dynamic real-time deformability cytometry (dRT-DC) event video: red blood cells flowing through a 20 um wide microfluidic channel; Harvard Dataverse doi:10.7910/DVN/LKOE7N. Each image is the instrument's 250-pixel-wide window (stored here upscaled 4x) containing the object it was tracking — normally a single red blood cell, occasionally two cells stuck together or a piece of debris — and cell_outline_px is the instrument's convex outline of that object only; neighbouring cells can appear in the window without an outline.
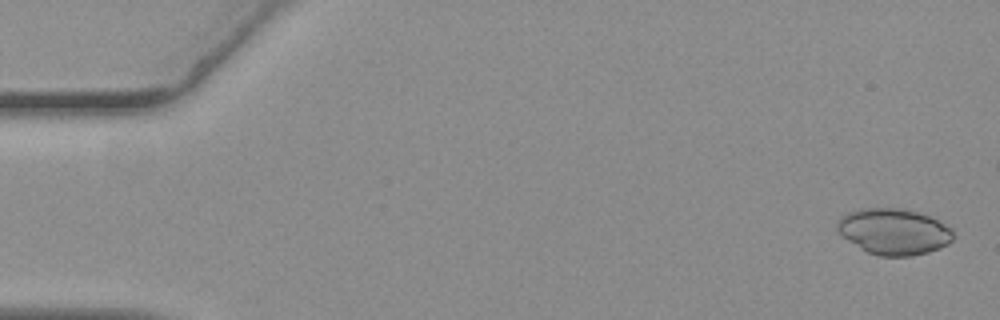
{"species": "common noctule bat (a hibernating species)", "species_latin": "Nyctalus noctula", "temperature_condition": "warm", "stored_images_in_passage": 50, "camera_frame_rate_fps": 3000, "um_per_image_px": 0.085, "animal": {"sex": "female", "body_mass_g": 19.3, "forearm_length_mm": 54.1}, "frame": {"image": 1, "passage_image": 2, "time_ms": 0.333, "image_size_px": [1000, 320], "cell_outline_px": [[952, 240], [948, 244], [940, 248], [928, 252], [912, 256], [880, 256], [868, 252], [860, 248], [848, 240], [836, 228], [836, 224], [848, 212], [860, 208], [904, 208], [928, 216], [952, 228]], "centroid_in_image_um": [75.98, 19.68], "position_along_channel_um": 9.0, "area_um2": 30.87}}